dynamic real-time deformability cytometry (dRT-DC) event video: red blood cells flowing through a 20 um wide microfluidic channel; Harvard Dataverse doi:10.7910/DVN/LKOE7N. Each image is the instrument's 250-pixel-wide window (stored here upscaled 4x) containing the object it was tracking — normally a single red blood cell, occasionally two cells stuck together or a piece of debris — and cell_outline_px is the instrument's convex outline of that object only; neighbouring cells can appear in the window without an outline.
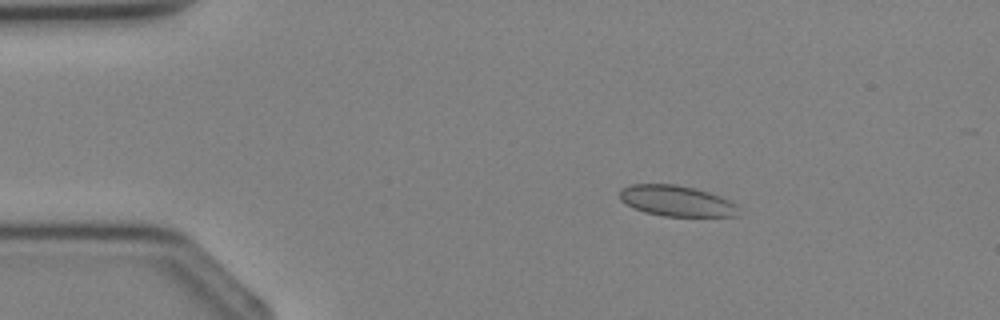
{"species": "Egyptian fruit bat (a non-hibernating species)", "species_latin": "Rousettus aegyptiacus", "temperature_condition": "cold", "stored_images_in_passage": 2, "camera_frame_rate_fps": 3000, "um_per_image_px": 0.085, "animal": {"sex": "female"}, "frame": {"image": 1, "passage_image": 1, "time_ms": 0.0, "image_size_px": [1000, 320], "cell_outline_px": [[736, 216], [664, 216], [644, 212], [620, 200], [620, 188], [632, 184], [676, 184], [696, 188], [720, 196], [736, 204]], "centroid_in_image_um": [57.47, 17.06], "position_along_channel_um": 27.5, "area_um2": 21.1}}
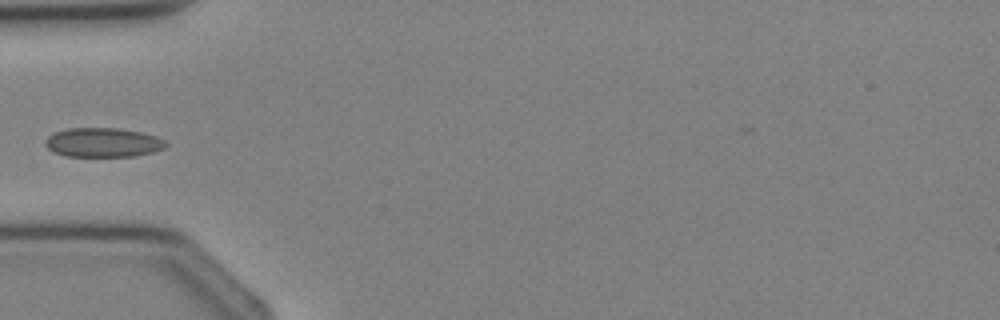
{"frame": {"image": 2, "passage_image": 2, "time_ms": 2.0, "image_size_px": [1000, 320], "cell_outline_px": [[168, 144], [164, 148], [152, 152], [132, 156], [64, 156], [52, 152], [44, 144], [44, 140], [48, 136], [56, 132], [68, 128], [116, 128], [140, 132], [156, 136], [164, 140]], "centroid_in_image_um": [8.72, 12.11], "position_along_channel_um": 76.3, "area_um2": 20.52}}